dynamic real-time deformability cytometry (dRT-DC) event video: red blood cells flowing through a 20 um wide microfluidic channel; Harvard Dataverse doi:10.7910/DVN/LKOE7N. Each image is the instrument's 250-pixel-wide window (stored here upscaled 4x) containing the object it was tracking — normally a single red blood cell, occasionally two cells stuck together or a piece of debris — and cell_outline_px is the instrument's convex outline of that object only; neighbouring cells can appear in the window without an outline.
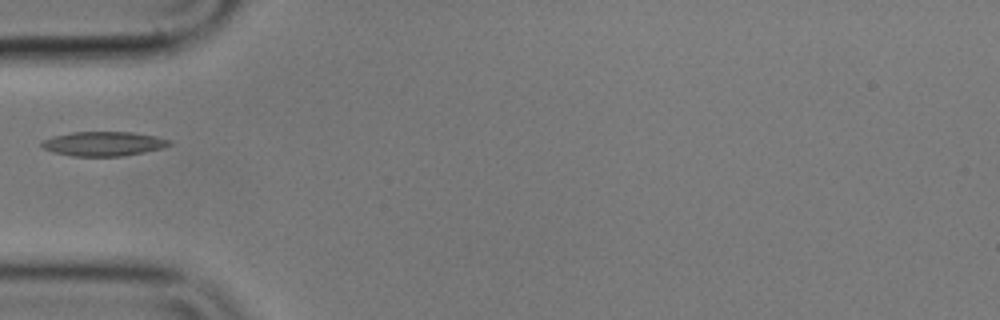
{"species": "common noctule bat (a hibernating species)", "species_latin": "Nyctalus noctula", "temperature_condition": "cold", "stored_images_in_passage": 37, "camera_frame_rate_fps": 3000, "um_per_image_px": 0.085, "animal": {"sex": "male", "body_mass_g": 17.9}, "frame": {"image": 1, "passage_image": 1, "time_ms": 0.0, "image_size_px": [1000, 320], "cell_outline_px": [[172, 144], [164, 148], [124, 156], [72, 156], [52, 152], [44, 148], [40, 144], [44, 140], [52, 136], [72, 132], [136, 132], [156, 136], [168, 140]], "centroid_in_image_um": [8.81, 12.22], "position_along_channel_um": 76.2, "area_um2": 18.21}}